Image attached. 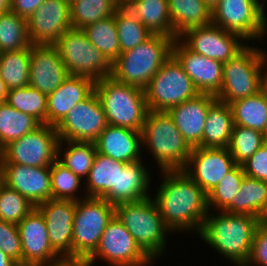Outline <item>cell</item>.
Masks as SVG:
<instances>
[{
	"label": "cell",
	"instance_id": "cell-58",
	"mask_svg": "<svg viewBox=\"0 0 267 266\" xmlns=\"http://www.w3.org/2000/svg\"><path fill=\"white\" fill-rule=\"evenodd\" d=\"M265 140H266V143H267V133L265 134Z\"/></svg>",
	"mask_w": 267,
	"mask_h": 266
},
{
	"label": "cell",
	"instance_id": "cell-25",
	"mask_svg": "<svg viewBox=\"0 0 267 266\" xmlns=\"http://www.w3.org/2000/svg\"><path fill=\"white\" fill-rule=\"evenodd\" d=\"M94 143L97 152L104 156L125 163L141 160V131L107 125Z\"/></svg>",
	"mask_w": 267,
	"mask_h": 266
},
{
	"label": "cell",
	"instance_id": "cell-2",
	"mask_svg": "<svg viewBox=\"0 0 267 266\" xmlns=\"http://www.w3.org/2000/svg\"><path fill=\"white\" fill-rule=\"evenodd\" d=\"M262 221L246 214L208 212L198 235L225 259L236 266L249 260L256 228Z\"/></svg>",
	"mask_w": 267,
	"mask_h": 266
},
{
	"label": "cell",
	"instance_id": "cell-11",
	"mask_svg": "<svg viewBox=\"0 0 267 266\" xmlns=\"http://www.w3.org/2000/svg\"><path fill=\"white\" fill-rule=\"evenodd\" d=\"M264 2L220 0L212 10V24L240 35L246 42L261 40L267 33Z\"/></svg>",
	"mask_w": 267,
	"mask_h": 266
},
{
	"label": "cell",
	"instance_id": "cell-5",
	"mask_svg": "<svg viewBox=\"0 0 267 266\" xmlns=\"http://www.w3.org/2000/svg\"><path fill=\"white\" fill-rule=\"evenodd\" d=\"M95 92L108 125L142 131L148 112L145 90L116 81L112 76L95 82Z\"/></svg>",
	"mask_w": 267,
	"mask_h": 266
},
{
	"label": "cell",
	"instance_id": "cell-15",
	"mask_svg": "<svg viewBox=\"0 0 267 266\" xmlns=\"http://www.w3.org/2000/svg\"><path fill=\"white\" fill-rule=\"evenodd\" d=\"M178 39L194 53L221 63L233 58L248 44L240 35L225 31L212 23L190 28L182 33Z\"/></svg>",
	"mask_w": 267,
	"mask_h": 266
},
{
	"label": "cell",
	"instance_id": "cell-37",
	"mask_svg": "<svg viewBox=\"0 0 267 266\" xmlns=\"http://www.w3.org/2000/svg\"><path fill=\"white\" fill-rule=\"evenodd\" d=\"M88 40L113 63L121 54L115 15L99 20L82 29Z\"/></svg>",
	"mask_w": 267,
	"mask_h": 266
},
{
	"label": "cell",
	"instance_id": "cell-52",
	"mask_svg": "<svg viewBox=\"0 0 267 266\" xmlns=\"http://www.w3.org/2000/svg\"><path fill=\"white\" fill-rule=\"evenodd\" d=\"M8 90L9 89L7 88L4 80L0 76V103H3L6 101Z\"/></svg>",
	"mask_w": 267,
	"mask_h": 266
},
{
	"label": "cell",
	"instance_id": "cell-38",
	"mask_svg": "<svg viewBox=\"0 0 267 266\" xmlns=\"http://www.w3.org/2000/svg\"><path fill=\"white\" fill-rule=\"evenodd\" d=\"M6 102L20 112L30 114L47 124V95L28 85L8 90Z\"/></svg>",
	"mask_w": 267,
	"mask_h": 266
},
{
	"label": "cell",
	"instance_id": "cell-14",
	"mask_svg": "<svg viewBox=\"0 0 267 266\" xmlns=\"http://www.w3.org/2000/svg\"><path fill=\"white\" fill-rule=\"evenodd\" d=\"M108 125L97 93L77 103L56 126L60 140L95 142Z\"/></svg>",
	"mask_w": 267,
	"mask_h": 266
},
{
	"label": "cell",
	"instance_id": "cell-40",
	"mask_svg": "<svg viewBox=\"0 0 267 266\" xmlns=\"http://www.w3.org/2000/svg\"><path fill=\"white\" fill-rule=\"evenodd\" d=\"M115 23L121 53L137 47L153 35L124 6H120L115 12Z\"/></svg>",
	"mask_w": 267,
	"mask_h": 266
},
{
	"label": "cell",
	"instance_id": "cell-18",
	"mask_svg": "<svg viewBox=\"0 0 267 266\" xmlns=\"http://www.w3.org/2000/svg\"><path fill=\"white\" fill-rule=\"evenodd\" d=\"M235 166L228 148L194 147L184 171L208 194Z\"/></svg>",
	"mask_w": 267,
	"mask_h": 266
},
{
	"label": "cell",
	"instance_id": "cell-13",
	"mask_svg": "<svg viewBox=\"0 0 267 266\" xmlns=\"http://www.w3.org/2000/svg\"><path fill=\"white\" fill-rule=\"evenodd\" d=\"M97 258L112 266H148L153 261L116 215L103 231L97 249L85 261L92 266Z\"/></svg>",
	"mask_w": 267,
	"mask_h": 266
},
{
	"label": "cell",
	"instance_id": "cell-51",
	"mask_svg": "<svg viewBox=\"0 0 267 266\" xmlns=\"http://www.w3.org/2000/svg\"><path fill=\"white\" fill-rule=\"evenodd\" d=\"M0 266H18V264L0 249Z\"/></svg>",
	"mask_w": 267,
	"mask_h": 266
},
{
	"label": "cell",
	"instance_id": "cell-55",
	"mask_svg": "<svg viewBox=\"0 0 267 266\" xmlns=\"http://www.w3.org/2000/svg\"><path fill=\"white\" fill-rule=\"evenodd\" d=\"M120 6L126 5L130 0H116Z\"/></svg>",
	"mask_w": 267,
	"mask_h": 266
},
{
	"label": "cell",
	"instance_id": "cell-24",
	"mask_svg": "<svg viewBox=\"0 0 267 266\" xmlns=\"http://www.w3.org/2000/svg\"><path fill=\"white\" fill-rule=\"evenodd\" d=\"M95 91V81L70 75L55 91L47 95V125L57 126L67 113Z\"/></svg>",
	"mask_w": 267,
	"mask_h": 266
},
{
	"label": "cell",
	"instance_id": "cell-46",
	"mask_svg": "<svg viewBox=\"0 0 267 266\" xmlns=\"http://www.w3.org/2000/svg\"><path fill=\"white\" fill-rule=\"evenodd\" d=\"M267 266V220L256 228L251 254L245 266Z\"/></svg>",
	"mask_w": 267,
	"mask_h": 266
},
{
	"label": "cell",
	"instance_id": "cell-3",
	"mask_svg": "<svg viewBox=\"0 0 267 266\" xmlns=\"http://www.w3.org/2000/svg\"><path fill=\"white\" fill-rule=\"evenodd\" d=\"M173 41L172 37L153 34L137 47L122 52L112 63L111 76L118 82L145 90L172 55Z\"/></svg>",
	"mask_w": 267,
	"mask_h": 266
},
{
	"label": "cell",
	"instance_id": "cell-4",
	"mask_svg": "<svg viewBox=\"0 0 267 266\" xmlns=\"http://www.w3.org/2000/svg\"><path fill=\"white\" fill-rule=\"evenodd\" d=\"M142 146L148 147L161 171L184 170L192 148L166 111H148L142 128Z\"/></svg>",
	"mask_w": 267,
	"mask_h": 266
},
{
	"label": "cell",
	"instance_id": "cell-22",
	"mask_svg": "<svg viewBox=\"0 0 267 266\" xmlns=\"http://www.w3.org/2000/svg\"><path fill=\"white\" fill-rule=\"evenodd\" d=\"M69 76L54 45L32 44L30 46V86L48 95Z\"/></svg>",
	"mask_w": 267,
	"mask_h": 266
},
{
	"label": "cell",
	"instance_id": "cell-19",
	"mask_svg": "<svg viewBox=\"0 0 267 266\" xmlns=\"http://www.w3.org/2000/svg\"><path fill=\"white\" fill-rule=\"evenodd\" d=\"M1 182L27 198L35 207L52 199L50 167L0 163Z\"/></svg>",
	"mask_w": 267,
	"mask_h": 266
},
{
	"label": "cell",
	"instance_id": "cell-36",
	"mask_svg": "<svg viewBox=\"0 0 267 266\" xmlns=\"http://www.w3.org/2000/svg\"><path fill=\"white\" fill-rule=\"evenodd\" d=\"M30 47L0 53V76L8 89L29 85Z\"/></svg>",
	"mask_w": 267,
	"mask_h": 266
},
{
	"label": "cell",
	"instance_id": "cell-33",
	"mask_svg": "<svg viewBox=\"0 0 267 266\" xmlns=\"http://www.w3.org/2000/svg\"><path fill=\"white\" fill-rule=\"evenodd\" d=\"M64 144L67 147L63 146ZM96 153L97 149L93 142L60 140L57 160L75 175L84 179L89 174Z\"/></svg>",
	"mask_w": 267,
	"mask_h": 266
},
{
	"label": "cell",
	"instance_id": "cell-9",
	"mask_svg": "<svg viewBox=\"0 0 267 266\" xmlns=\"http://www.w3.org/2000/svg\"><path fill=\"white\" fill-rule=\"evenodd\" d=\"M54 46L69 75L88 77L95 82L111 76L112 63L92 45L83 30H67Z\"/></svg>",
	"mask_w": 267,
	"mask_h": 266
},
{
	"label": "cell",
	"instance_id": "cell-29",
	"mask_svg": "<svg viewBox=\"0 0 267 266\" xmlns=\"http://www.w3.org/2000/svg\"><path fill=\"white\" fill-rule=\"evenodd\" d=\"M124 7L152 34L178 38L173 32L168 0H130Z\"/></svg>",
	"mask_w": 267,
	"mask_h": 266
},
{
	"label": "cell",
	"instance_id": "cell-44",
	"mask_svg": "<svg viewBox=\"0 0 267 266\" xmlns=\"http://www.w3.org/2000/svg\"><path fill=\"white\" fill-rule=\"evenodd\" d=\"M35 206L16 190L0 183V220L18 224Z\"/></svg>",
	"mask_w": 267,
	"mask_h": 266
},
{
	"label": "cell",
	"instance_id": "cell-39",
	"mask_svg": "<svg viewBox=\"0 0 267 266\" xmlns=\"http://www.w3.org/2000/svg\"><path fill=\"white\" fill-rule=\"evenodd\" d=\"M27 19L11 11L0 15V53L29 48Z\"/></svg>",
	"mask_w": 267,
	"mask_h": 266
},
{
	"label": "cell",
	"instance_id": "cell-34",
	"mask_svg": "<svg viewBox=\"0 0 267 266\" xmlns=\"http://www.w3.org/2000/svg\"><path fill=\"white\" fill-rule=\"evenodd\" d=\"M41 123L30 114L11 107L6 101L0 103V147L35 130Z\"/></svg>",
	"mask_w": 267,
	"mask_h": 266
},
{
	"label": "cell",
	"instance_id": "cell-23",
	"mask_svg": "<svg viewBox=\"0 0 267 266\" xmlns=\"http://www.w3.org/2000/svg\"><path fill=\"white\" fill-rule=\"evenodd\" d=\"M216 100L214 95L199 93L195 98L184 101L167 111L191 148L198 147L202 143L206 116L209 107Z\"/></svg>",
	"mask_w": 267,
	"mask_h": 266
},
{
	"label": "cell",
	"instance_id": "cell-43",
	"mask_svg": "<svg viewBox=\"0 0 267 266\" xmlns=\"http://www.w3.org/2000/svg\"><path fill=\"white\" fill-rule=\"evenodd\" d=\"M52 199L78 201L81 178L56 160L50 166ZM76 193V194H75Z\"/></svg>",
	"mask_w": 267,
	"mask_h": 266
},
{
	"label": "cell",
	"instance_id": "cell-56",
	"mask_svg": "<svg viewBox=\"0 0 267 266\" xmlns=\"http://www.w3.org/2000/svg\"><path fill=\"white\" fill-rule=\"evenodd\" d=\"M2 160V148L0 147V162Z\"/></svg>",
	"mask_w": 267,
	"mask_h": 266
},
{
	"label": "cell",
	"instance_id": "cell-27",
	"mask_svg": "<svg viewBox=\"0 0 267 266\" xmlns=\"http://www.w3.org/2000/svg\"><path fill=\"white\" fill-rule=\"evenodd\" d=\"M233 127L234 121L230 105L217 99L209 107L202 143L198 147L228 148Z\"/></svg>",
	"mask_w": 267,
	"mask_h": 266
},
{
	"label": "cell",
	"instance_id": "cell-57",
	"mask_svg": "<svg viewBox=\"0 0 267 266\" xmlns=\"http://www.w3.org/2000/svg\"><path fill=\"white\" fill-rule=\"evenodd\" d=\"M18 266H43V265H23V264H21V265H18Z\"/></svg>",
	"mask_w": 267,
	"mask_h": 266
},
{
	"label": "cell",
	"instance_id": "cell-16",
	"mask_svg": "<svg viewBox=\"0 0 267 266\" xmlns=\"http://www.w3.org/2000/svg\"><path fill=\"white\" fill-rule=\"evenodd\" d=\"M17 226L23 265L48 266L63 260L51 247L44 216L36 207Z\"/></svg>",
	"mask_w": 267,
	"mask_h": 266
},
{
	"label": "cell",
	"instance_id": "cell-47",
	"mask_svg": "<svg viewBox=\"0 0 267 266\" xmlns=\"http://www.w3.org/2000/svg\"><path fill=\"white\" fill-rule=\"evenodd\" d=\"M241 166L247 177L267 182V143H264Z\"/></svg>",
	"mask_w": 267,
	"mask_h": 266
},
{
	"label": "cell",
	"instance_id": "cell-1",
	"mask_svg": "<svg viewBox=\"0 0 267 266\" xmlns=\"http://www.w3.org/2000/svg\"><path fill=\"white\" fill-rule=\"evenodd\" d=\"M160 172L164 178L153 200L165 225L173 234L185 230L199 233L209 212L207 193L184 170Z\"/></svg>",
	"mask_w": 267,
	"mask_h": 266
},
{
	"label": "cell",
	"instance_id": "cell-42",
	"mask_svg": "<svg viewBox=\"0 0 267 266\" xmlns=\"http://www.w3.org/2000/svg\"><path fill=\"white\" fill-rule=\"evenodd\" d=\"M245 176L241 165H236L226 174L218 185L207 194L209 211H212V207H215L216 211H224L237 195Z\"/></svg>",
	"mask_w": 267,
	"mask_h": 266
},
{
	"label": "cell",
	"instance_id": "cell-41",
	"mask_svg": "<svg viewBox=\"0 0 267 266\" xmlns=\"http://www.w3.org/2000/svg\"><path fill=\"white\" fill-rule=\"evenodd\" d=\"M264 143H266L264 133L234 125L228 149L236 165H242Z\"/></svg>",
	"mask_w": 267,
	"mask_h": 266
},
{
	"label": "cell",
	"instance_id": "cell-45",
	"mask_svg": "<svg viewBox=\"0 0 267 266\" xmlns=\"http://www.w3.org/2000/svg\"><path fill=\"white\" fill-rule=\"evenodd\" d=\"M0 249L18 265L22 264V244L16 224L0 220Z\"/></svg>",
	"mask_w": 267,
	"mask_h": 266
},
{
	"label": "cell",
	"instance_id": "cell-54",
	"mask_svg": "<svg viewBox=\"0 0 267 266\" xmlns=\"http://www.w3.org/2000/svg\"><path fill=\"white\" fill-rule=\"evenodd\" d=\"M206 5L211 9V11L213 10V8L218 4V2L220 0H204Z\"/></svg>",
	"mask_w": 267,
	"mask_h": 266
},
{
	"label": "cell",
	"instance_id": "cell-53",
	"mask_svg": "<svg viewBox=\"0 0 267 266\" xmlns=\"http://www.w3.org/2000/svg\"><path fill=\"white\" fill-rule=\"evenodd\" d=\"M12 0H0V10L2 12H8L11 9Z\"/></svg>",
	"mask_w": 267,
	"mask_h": 266
},
{
	"label": "cell",
	"instance_id": "cell-21",
	"mask_svg": "<svg viewBox=\"0 0 267 266\" xmlns=\"http://www.w3.org/2000/svg\"><path fill=\"white\" fill-rule=\"evenodd\" d=\"M172 55L182 65L200 94L216 96L223 81V63L188 49L178 38L173 41Z\"/></svg>",
	"mask_w": 267,
	"mask_h": 266
},
{
	"label": "cell",
	"instance_id": "cell-32",
	"mask_svg": "<svg viewBox=\"0 0 267 266\" xmlns=\"http://www.w3.org/2000/svg\"><path fill=\"white\" fill-rule=\"evenodd\" d=\"M234 125L267 133V97L260 90L229 104Z\"/></svg>",
	"mask_w": 267,
	"mask_h": 266
},
{
	"label": "cell",
	"instance_id": "cell-8",
	"mask_svg": "<svg viewBox=\"0 0 267 266\" xmlns=\"http://www.w3.org/2000/svg\"><path fill=\"white\" fill-rule=\"evenodd\" d=\"M114 215L115 206L105 199L83 197L76 202L72 259L86 260L97 249L103 231Z\"/></svg>",
	"mask_w": 267,
	"mask_h": 266
},
{
	"label": "cell",
	"instance_id": "cell-30",
	"mask_svg": "<svg viewBox=\"0 0 267 266\" xmlns=\"http://www.w3.org/2000/svg\"><path fill=\"white\" fill-rule=\"evenodd\" d=\"M148 170L141 160L125 163L118 170L117 204L137 202L151 197L149 195L150 179Z\"/></svg>",
	"mask_w": 267,
	"mask_h": 266
},
{
	"label": "cell",
	"instance_id": "cell-12",
	"mask_svg": "<svg viewBox=\"0 0 267 266\" xmlns=\"http://www.w3.org/2000/svg\"><path fill=\"white\" fill-rule=\"evenodd\" d=\"M59 141L55 126L41 124L35 130L6 145L2 149L0 163L50 167L57 160Z\"/></svg>",
	"mask_w": 267,
	"mask_h": 266
},
{
	"label": "cell",
	"instance_id": "cell-7",
	"mask_svg": "<svg viewBox=\"0 0 267 266\" xmlns=\"http://www.w3.org/2000/svg\"><path fill=\"white\" fill-rule=\"evenodd\" d=\"M265 55L262 48L246 45L233 58L223 63V81L216 98L230 104L259 92Z\"/></svg>",
	"mask_w": 267,
	"mask_h": 266
},
{
	"label": "cell",
	"instance_id": "cell-17",
	"mask_svg": "<svg viewBox=\"0 0 267 266\" xmlns=\"http://www.w3.org/2000/svg\"><path fill=\"white\" fill-rule=\"evenodd\" d=\"M31 44L54 45L72 28L70 2L46 0L27 20Z\"/></svg>",
	"mask_w": 267,
	"mask_h": 266
},
{
	"label": "cell",
	"instance_id": "cell-28",
	"mask_svg": "<svg viewBox=\"0 0 267 266\" xmlns=\"http://www.w3.org/2000/svg\"><path fill=\"white\" fill-rule=\"evenodd\" d=\"M224 212L267 220V182L245 176L240 190Z\"/></svg>",
	"mask_w": 267,
	"mask_h": 266
},
{
	"label": "cell",
	"instance_id": "cell-26",
	"mask_svg": "<svg viewBox=\"0 0 267 266\" xmlns=\"http://www.w3.org/2000/svg\"><path fill=\"white\" fill-rule=\"evenodd\" d=\"M125 162L118 161L100 153H96L86 183L85 197L102 198L117 205L118 170L123 169Z\"/></svg>",
	"mask_w": 267,
	"mask_h": 266
},
{
	"label": "cell",
	"instance_id": "cell-35",
	"mask_svg": "<svg viewBox=\"0 0 267 266\" xmlns=\"http://www.w3.org/2000/svg\"><path fill=\"white\" fill-rule=\"evenodd\" d=\"M119 7L116 0H73L70 2L72 28L82 30L90 24L115 15Z\"/></svg>",
	"mask_w": 267,
	"mask_h": 266
},
{
	"label": "cell",
	"instance_id": "cell-31",
	"mask_svg": "<svg viewBox=\"0 0 267 266\" xmlns=\"http://www.w3.org/2000/svg\"><path fill=\"white\" fill-rule=\"evenodd\" d=\"M168 6L177 37L190 28L212 23V11L204 0H168Z\"/></svg>",
	"mask_w": 267,
	"mask_h": 266
},
{
	"label": "cell",
	"instance_id": "cell-10",
	"mask_svg": "<svg viewBox=\"0 0 267 266\" xmlns=\"http://www.w3.org/2000/svg\"><path fill=\"white\" fill-rule=\"evenodd\" d=\"M199 92L178 60L171 55L156 72L145 89L148 111H168Z\"/></svg>",
	"mask_w": 267,
	"mask_h": 266
},
{
	"label": "cell",
	"instance_id": "cell-49",
	"mask_svg": "<svg viewBox=\"0 0 267 266\" xmlns=\"http://www.w3.org/2000/svg\"><path fill=\"white\" fill-rule=\"evenodd\" d=\"M48 266H88L85 260L63 259L62 261Z\"/></svg>",
	"mask_w": 267,
	"mask_h": 266
},
{
	"label": "cell",
	"instance_id": "cell-48",
	"mask_svg": "<svg viewBox=\"0 0 267 266\" xmlns=\"http://www.w3.org/2000/svg\"><path fill=\"white\" fill-rule=\"evenodd\" d=\"M46 0H12L10 11L29 19Z\"/></svg>",
	"mask_w": 267,
	"mask_h": 266
},
{
	"label": "cell",
	"instance_id": "cell-50",
	"mask_svg": "<svg viewBox=\"0 0 267 266\" xmlns=\"http://www.w3.org/2000/svg\"><path fill=\"white\" fill-rule=\"evenodd\" d=\"M267 59H264L263 66L261 68V88L262 93L267 97ZM266 66V67H265ZM266 68V69H265Z\"/></svg>",
	"mask_w": 267,
	"mask_h": 266
},
{
	"label": "cell",
	"instance_id": "cell-6",
	"mask_svg": "<svg viewBox=\"0 0 267 266\" xmlns=\"http://www.w3.org/2000/svg\"><path fill=\"white\" fill-rule=\"evenodd\" d=\"M115 215L152 260L161 257L165 252L167 234L172 231L165 225L153 197L117 204Z\"/></svg>",
	"mask_w": 267,
	"mask_h": 266
},
{
	"label": "cell",
	"instance_id": "cell-20",
	"mask_svg": "<svg viewBox=\"0 0 267 266\" xmlns=\"http://www.w3.org/2000/svg\"><path fill=\"white\" fill-rule=\"evenodd\" d=\"M36 208L42 213L50 245L62 259H72L73 220L76 201L49 199Z\"/></svg>",
	"mask_w": 267,
	"mask_h": 266
}]
</instances>
